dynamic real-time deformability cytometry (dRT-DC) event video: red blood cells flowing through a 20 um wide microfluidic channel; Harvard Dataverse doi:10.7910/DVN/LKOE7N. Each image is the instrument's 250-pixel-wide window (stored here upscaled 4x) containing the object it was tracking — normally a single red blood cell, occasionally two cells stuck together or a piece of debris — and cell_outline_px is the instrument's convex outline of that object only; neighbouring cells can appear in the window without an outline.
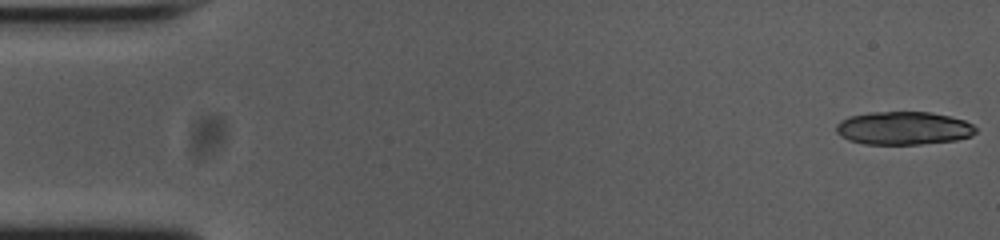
{"species": "common noctule bat (a hibernating species)", "species_latin": "Nyctalus noctula", "temperature_condition": "cold", "stored_images_in_passage": 10, "camera_frame_rate_fps": 3000, "um_per_image_px": 0.085, "animal": {"sex": "female", "body_mass_g": 23.0, "forearm_length_mm": 53.4}, "frame": {"image": 1, "passage_image": 1, "time_ms": 0.0, "image_size_px": [1000, 240], "cell_outline_px": [[976, 132], [972, 136], [956, 140], [920, 144], [864, 144], [848, 140], [840, 136], [836, 132], [836, 124], [840, 120], [848, 116], [872, 112], [932, 112], [964, 120], [972, 124], [976, 128]], "centroid_in_image_um": [76.77, 10.89], "position_along_channel_um": 8.2, "area_um2": 27.11}}